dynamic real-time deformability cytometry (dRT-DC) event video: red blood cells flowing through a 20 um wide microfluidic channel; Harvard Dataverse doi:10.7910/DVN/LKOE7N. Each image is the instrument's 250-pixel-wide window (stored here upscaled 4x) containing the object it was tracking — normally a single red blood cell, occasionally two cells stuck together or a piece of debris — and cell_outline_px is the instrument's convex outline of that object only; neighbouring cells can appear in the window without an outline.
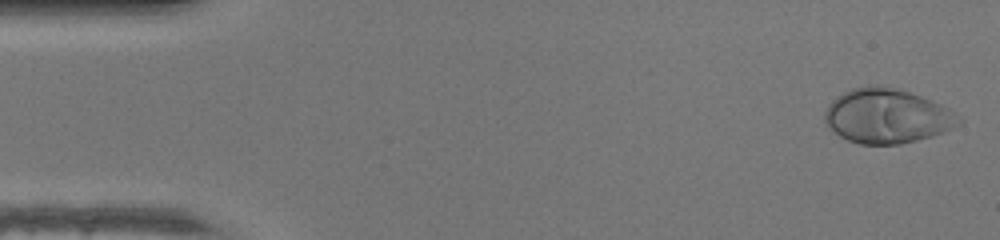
{"species": "human", "species_latin": "Homo sapiens", "temperature_condition": "warm", "stored_images_in_passage": 46, "camera_frame_rate_fps": 3000, "um_per_image_px": 0.085, "donor": {"sex": "female"}, "frame": {"image": 1, "passage_image": 1, "time_ms": 0.0, "image_size_px": [1000, 240], "cell_outline_px": [[964, 120], [960, 124], [944, 132], [932, 136], [900, 144], [860, 144], [848, 140], [840, 136], [824, 120], [824, 112], [828, 104], [836, 96], [852, 88], [876, 84], [896, 88], [932, 100], [948, 108]], "centroid_in_image_um": [75.4, 9.85], "position_along_channel_um": 9.6, "area_um2": 42.48}}
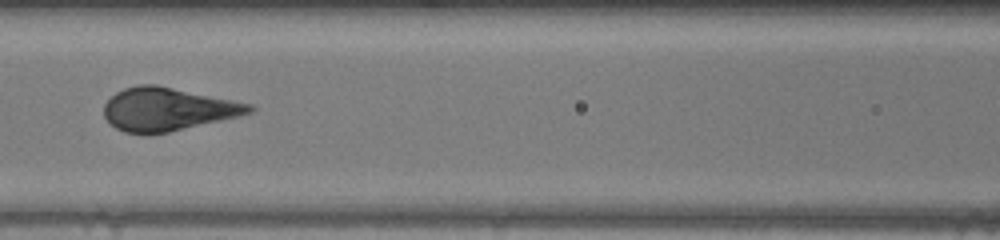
{"frame": {"image": 2, "passage_image": 20, "time_ms": 6.333, "image_size_px": [1000, 240], "cell_outline_px": [[256, 108], [252, 112], [240, 116], [168, 132], [124, 132], [116, 128], [104, 116], [104, 104], [116, 92], [124, 88], [140, 84], [156, 84], [252, 104]], "centroid_in_image_um": [14.27, 9.26], "position_along_channel_um": 152.3, "area_um2": 36.01}}
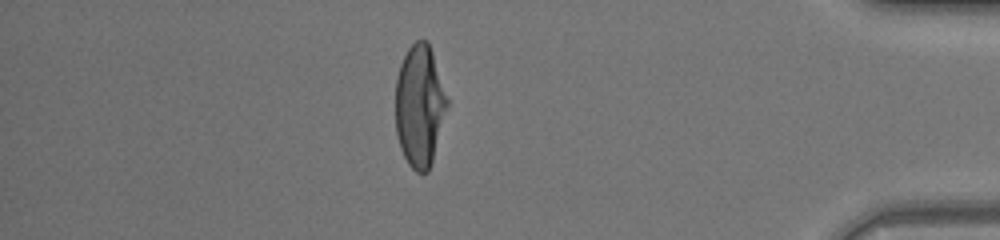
{"frame": {"image": 3, "passage_image": 40, "time_ms": 13.0, "image_size_px": [1000, 240], "cell_outline_px": [[448, 104], [432, 160], [428, 172], [416, 172], [408, 164], [400, 148], [396, 132], [396, 76], [400, 64], [408, 48], [416, 40], [428, 40], [448, 100]], "centroid_in_image_um": [35.65, 8.98], "position_along_channel_um": 399.6, "area_um2": 36.36}, "authors_computed_cell_mechanics": {"area_um2": 37.5411, "velocity_mm_per_s": 4.3679, "shape_relaxation_time_tau1_ms": 4.563, "shape_relaxation_time_tau2_ms": null, "deformation_change_tau1": 0.2713, "deformation_change_tau2": null}}